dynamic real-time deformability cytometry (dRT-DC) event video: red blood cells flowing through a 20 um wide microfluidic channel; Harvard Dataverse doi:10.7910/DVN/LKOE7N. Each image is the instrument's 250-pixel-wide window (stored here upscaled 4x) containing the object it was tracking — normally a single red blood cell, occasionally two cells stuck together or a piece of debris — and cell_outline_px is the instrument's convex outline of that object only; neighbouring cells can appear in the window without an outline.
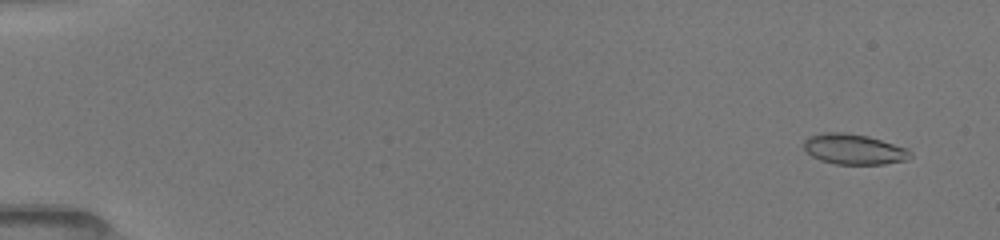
{"species": "common noctule bat (a hibernating species)", "species_latin": "Nyctalus noctula", "temperature_condition": "room temperature", "stored_images_in_passage": 5, "camera_frame_rate_fps": 3000, "um_per_image_px": 0.085, "animal": {"sex": "female", "body_mass_g": 19.5, "forearm_length_mm": 54.1}, "frame": {"image": 1, "passage_image": 1, "time_ms": 0.0, "image_size_px": [1000, 240], "cell_outline_px": [[912, 156], [908, 160], [884, 164], [836, 164], [820, 160], [812, 156], [804, 148], [804, 140], [808, 136], [824, 132], [840, 132], [868, 136], [908, 148], [912, 152]], "centroid_in_image_um": [72.6, 12.68], "position_along_channel_um": 12.4, "area_um2": 18.96}}
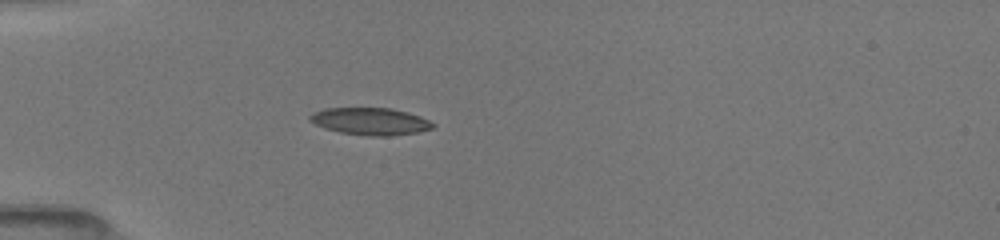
{"frame": {"image": 2, "passage_image": 5, "time_ms": 4.333, "image_size_px": [1000, 240], "cell_outline_px": [[436, 124], [432, 128], [420, 132], [388, 136], [368, 136], [340, 132], [324, 128], [308, 120], [308, 116], [312, 112], [324, 108], [392, 108], [408, 112], [420, 116]], "centroid_in_image_um": [31.47, 10.31], "position_along_channel_um": 53.5, "area_um2": 19.65}}